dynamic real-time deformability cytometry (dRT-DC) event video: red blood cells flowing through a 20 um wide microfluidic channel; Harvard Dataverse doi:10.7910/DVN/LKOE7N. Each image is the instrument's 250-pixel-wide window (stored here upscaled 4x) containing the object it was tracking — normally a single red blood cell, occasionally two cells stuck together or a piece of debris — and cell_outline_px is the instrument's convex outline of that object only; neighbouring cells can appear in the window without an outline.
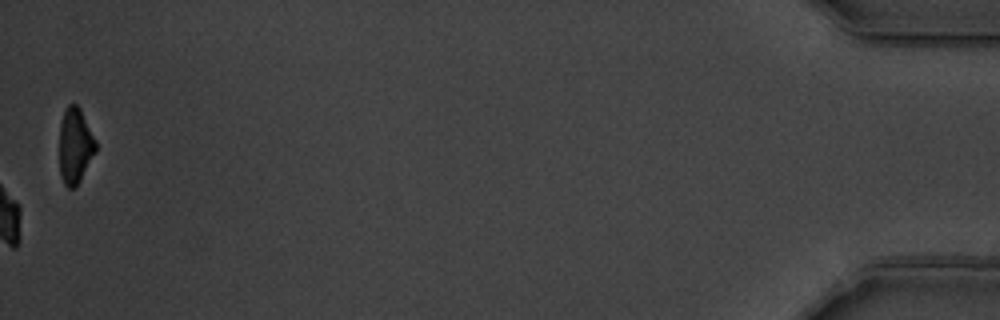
{"species": "common noctule bat (a hibernating species)", "species_latin": "Nyctalus noctula", "temperature_condition": "warm", "stored_images_in_passage": 52, "camera_frame_rate_fps": 3000, "um_per_image_px": 0.085, "animal": {"sex": "male", "body_mass_g": 19.5, "forearm_length_mm": 54.6}, "frame": {"image": 1, "passage_image": 52, "time_ms": 17.0, "image_size_px": [1000, 320], "cell_outline_px": [[96, 152], [76, 188], [68, 188], [64, 184], [60, 172], [60, 124], [64, 112], [68, 104], [76, 104], [80, 108], [96, 140]], "centroid_in_image_um": [6.4, 12.4], "position_along_channel_um": 428.8, "area_um2": 16.01}, "authors_computed_cell_mechanics": {"area_um2": 21.3282, "velocity_mm_per_s": 3.4989, "shape_relaxation_time_tau1_ms": 2.9144, "shape_relaxation_time_tau2_ms": 3.8086, "deformation_change_tau1": 0.1374, "deformation_change_tau2": 0.0696}}